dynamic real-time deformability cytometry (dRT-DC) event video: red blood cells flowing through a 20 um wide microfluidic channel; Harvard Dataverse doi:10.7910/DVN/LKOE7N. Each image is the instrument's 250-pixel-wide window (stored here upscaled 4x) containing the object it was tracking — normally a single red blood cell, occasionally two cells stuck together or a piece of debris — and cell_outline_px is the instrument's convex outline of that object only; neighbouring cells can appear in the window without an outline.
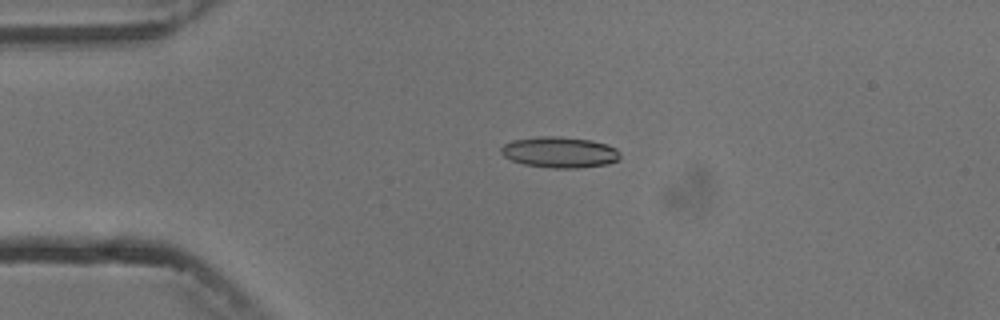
{"species": "common noctule bat (a hibernating species)", "species_latin": "Nyctalus noctula", "temperature_condition": "cold", "stored_images_in_passage": 5, "camera_frame_rate_fps": 3000, "um_per_image_px": 0.085, "animal": {"sex": "male", "body_mass_g": 13.3}, "frame": {"image": 1, "passage_image": 4, "time_ms": 3.333, "image_size_px": [1000, 320], "cell_outline_px": [[620, 160], [608, 164], [580, 168], [552, 168], [524, 164], [512, 160], [504, 156], [500, 152], [500, 148], [504, 144], [512, 140], [536, 136], [560, 136], [592, 140], [608, 144], [616, 148], [620, 152]], "centroid_in_image_um": [47.6, 12.93], "position_along_channel_um": 37.4, "area_um2": 21.79}}